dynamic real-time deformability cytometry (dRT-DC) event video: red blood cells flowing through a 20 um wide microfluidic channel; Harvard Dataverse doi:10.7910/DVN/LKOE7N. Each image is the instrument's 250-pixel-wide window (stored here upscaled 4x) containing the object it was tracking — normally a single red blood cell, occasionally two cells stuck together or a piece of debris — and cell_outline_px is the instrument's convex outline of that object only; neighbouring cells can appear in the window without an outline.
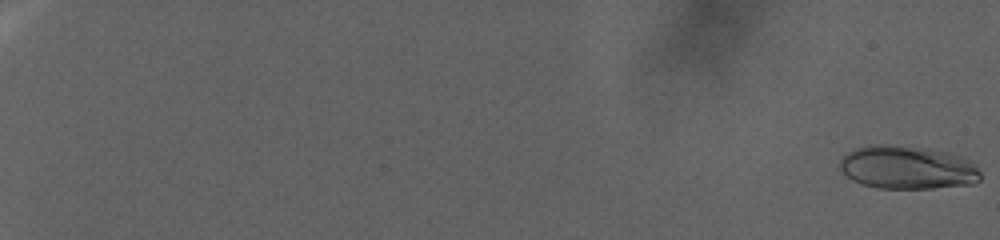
{"species": "human", "species_latin": "Homo sapiens", "temperature_condition": "warm", "stored_images_in_passage": 115, "camera_frame_rate_fps": 3000, "um_per_image_px": 0.085, "donor": {"sex": "female"}, "frame": {"image": 1, "passage_image": 1, "time_ms": 0.0, "image_size_px": [1000, 240], "cell_outline_px": [[980, 180], [972, 184], [932, 188], [880, 188], [864, 184], [852, 180], [840, 168], [840, 160], [848, 152], [856, 148], [876, 144], [888, 144], [928, 148], [948, 152], [964, 156], [972, 160], [980, 172]], "centroid_in_image_um": [77.19, 14.22], "position_along_channel_um": 7.8, "area_um2": 35.6}}
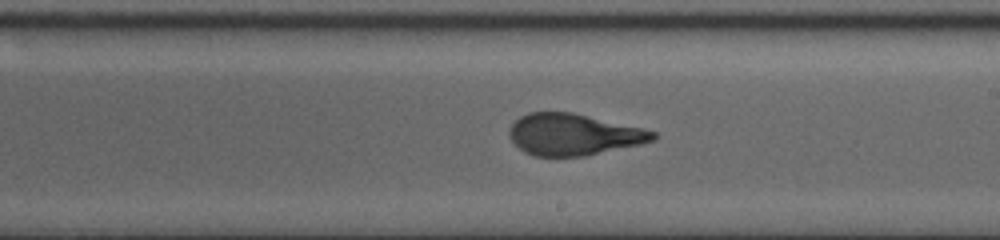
{"frame": {"image": 2, "passage_image": 77, "time_ms": 25.333, "image_size_px": [1000, 240], "cell_outline_px": [[656, 136], [652, 140], [640, 144], [584, 156], [532, 156], [524, 152], [508, 136], [508, 132], [512, 124], [520, 116], [528, 112], [572, 112], [640, 128], [656, 132]], "centroid_in_image_um": [48.69, 11.43], "position_along_channel_um": 240.3, "area_um2": 34.33}}
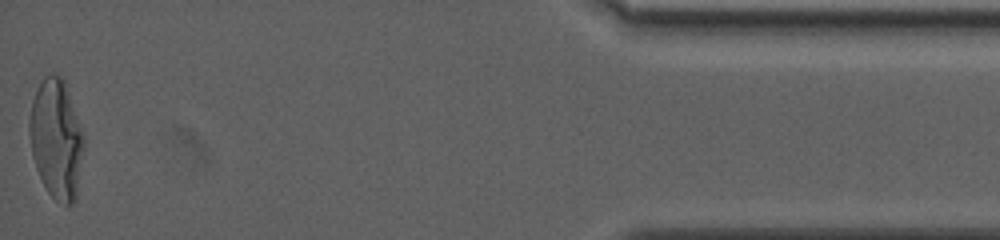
{"frame": {"image": 3, "passage_image": 115, "time_ms": 38.0, "image_size_px": [1000, 240], "cell_outline_px": [[84, 148], [76, 196], [72, 204], [68, 208], [56, 200], [48, 192], [36, 168], [32, 156], [28, 132], [28, 120], [32, 100], [36, 88], [44, 76], [60, 76], [64, 80], [84, 136]], "centroid_in_image_um": [4.77, 11.84], "position_along_channel_um": 430.4, "area_um2": 37.86}}